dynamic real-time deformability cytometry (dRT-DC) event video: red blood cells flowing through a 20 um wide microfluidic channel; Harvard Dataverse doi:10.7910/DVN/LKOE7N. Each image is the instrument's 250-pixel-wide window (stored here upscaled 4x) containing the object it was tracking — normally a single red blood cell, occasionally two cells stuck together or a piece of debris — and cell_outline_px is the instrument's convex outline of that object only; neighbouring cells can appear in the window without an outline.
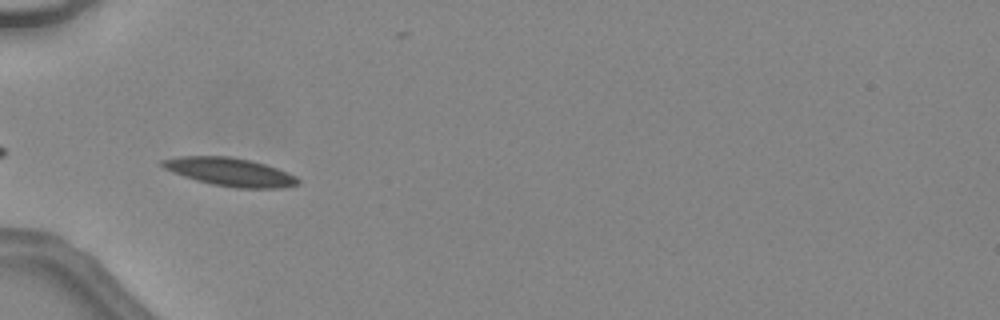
{"species": "common noctule bat (a hibernating species)", "species_latin": "Nyctalus noctula", "temperature_condition": "warm", "stored_images_in_passage": 8, "camera_frame_rate_fps": 3000, "um_per_image_px": 0.085, "animal": {"sex": "female", "body_mass_g": 24.6, "forearm_length_mm": 56.2}, "frame": {"image": 1, "passage_image": 2, "time_ms": 0.333, "image_size_px": [1000, 320], "cell_outline_px": [[300, 184], [284, 188], [236, 188], [212, 184], [196, 180], [172, 172], [164, 168], [160, 164], [160, 160], [180, 156], [228, 156], [248, 160], [264, 164], [288, 172], [296, 176], [300, 180]], "centroid_in_image_um": [19.56, 14.62], "position_along_channel_um": 65.4, "area_um2": 22.31}}